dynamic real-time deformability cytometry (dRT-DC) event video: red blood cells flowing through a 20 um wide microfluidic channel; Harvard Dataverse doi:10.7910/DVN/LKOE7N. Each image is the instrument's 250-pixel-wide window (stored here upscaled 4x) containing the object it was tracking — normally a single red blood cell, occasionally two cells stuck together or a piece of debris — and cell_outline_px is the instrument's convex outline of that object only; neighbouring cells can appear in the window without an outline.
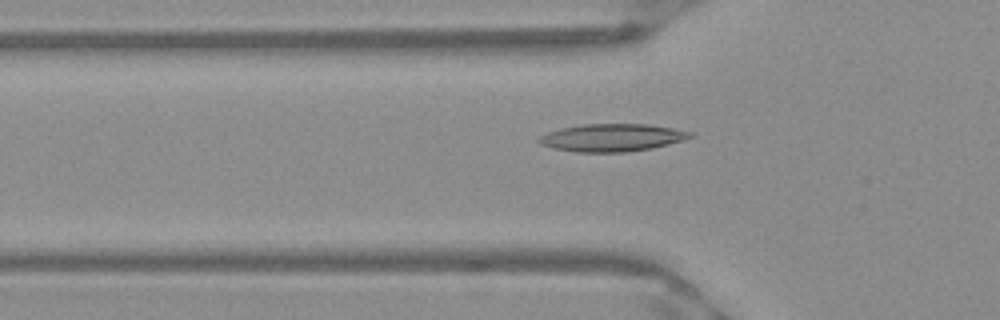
{"species": "Egyptian fruit bat (a non-hibernating species)", "species_latin": "Rousettus aegyptiacus", "temperature_condition": "warm", "stored_images_in_passage": 51, "camera_frame_rate_fps": 3000, "um_per_image_px": 0.085, "frame": {"image": 1, "passage_image": 17, "time_ms": 5.333, "image_size_px": [1000, 320], "cell_outline_px": [[692, 136], [684, 140], [652, 148], [628, 152], [576, 152], [556, 148], [540, 144], [536, 140], [540, 136], [548, 132], [560, 128], [580, 124], [648, 124], [672, 128], [692, 132]], "centroid_in_image_um": [52.01, 11.69], "position_along_channel_um": 73.8, "area_um2": 24.28}}
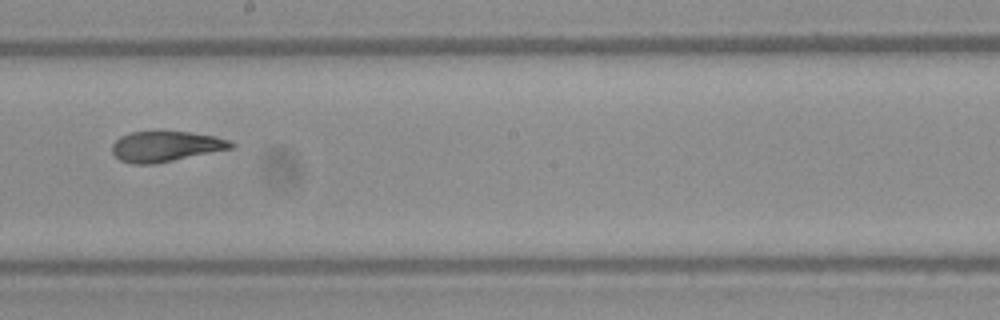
{"frame": {"image": 2, "passage_image": 29, "time_ms": 9.333, "image_size_px": [1000, 320], "cell_outline_px": [[236, 144], [232, 148], [152, 164], [132, 164], [120, 160], [112, 152], [112, 144], [120, 136], [132, 132], [188, 132], [212, 136], [228, 140]], "centroid_in_image_um": [14.04, 12.45], "position_along_channel_um": 234.2, "area_um2": 20.63}}
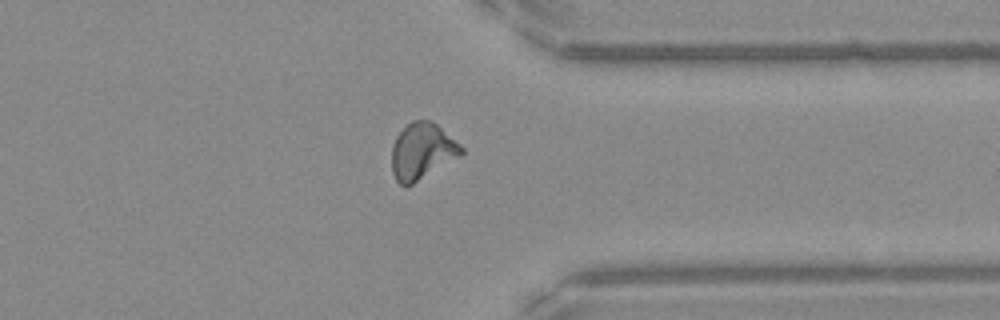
{"frame": {"image": 3, "passage_image": 40, "time_ms": 13.0, "image_size_px": [1000, 320], "cell_outline_px": [[464, 152], [460, 156], [412, 184], [400, 184], [396, 180], [392, 172], [392, 144], [396, 136], [412, 120], [432, 120], [460, 144], [464, 148]], "centroid_in_image_um": [35.88, 12.83], "position_along_channel_um": 375.5, "area_um2": 22.6}, "authors_computed_cell_mechanics": {"area_um2": 22.0796, "velocity_mm_per_s": 3.9787, "shape_relaxation_time_tau1_ms": null, "shape_relaxation_time_tau2_ms": 1.9602, "deformation_change_tau1": null, "deformation_change_tau2": 0.0889}}